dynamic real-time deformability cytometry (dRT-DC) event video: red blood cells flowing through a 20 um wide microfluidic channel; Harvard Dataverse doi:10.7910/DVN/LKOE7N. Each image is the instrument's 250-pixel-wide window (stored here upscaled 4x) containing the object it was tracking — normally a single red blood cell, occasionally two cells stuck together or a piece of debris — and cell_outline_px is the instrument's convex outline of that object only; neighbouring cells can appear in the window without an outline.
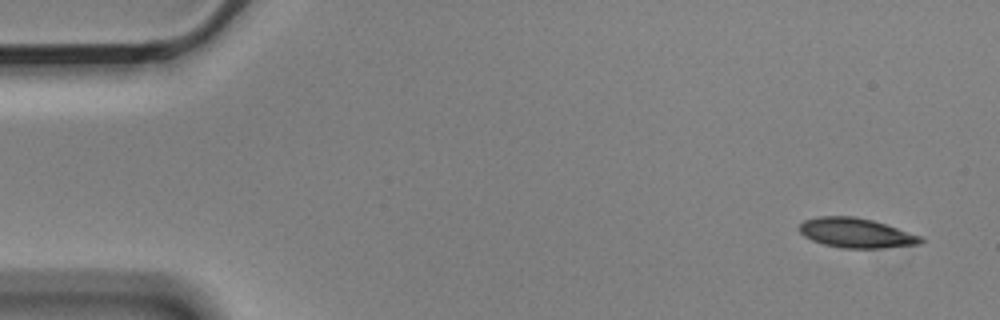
{"species": "Egyptian fruit bat (a non-hibernating species)", "species_latin": "Rousettus aegyptiacus", "temperature_condition": "cold", "stored_images_in_passage": 10, "camera_frame_rate_fps": 3000, "um_per_image_px": 0.085, "animal": {"sex": "male"}, "frame": {"image": 1, "passage_image": 1, "time_ms": 0.0, "image_size_px": [1000, 320], "cell_outline_px": [[924, 240], [920, 244], [884, 248], [840, 248], [824, 244], [812, 240], [804, 236], [796, 228], [804, 220], [816, 216], [856, 216], [872, 220], [920, 236]], "centroid_in_image_um": [72.71, 19.8], "position_along_channel_um": 12.3, "area_um2": 20.98}}
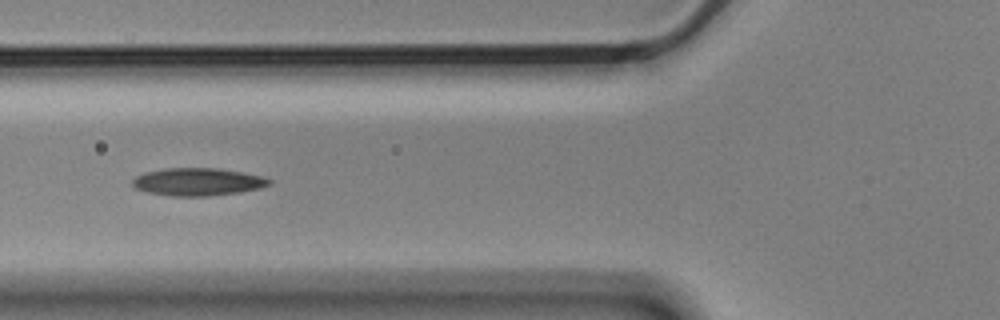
{"frame": {"image": 2, "passage_image": 6, "time_ms": 1.667, "image_size_px": [1000, 320], "cell_outline_px": [[272, 184], [260, 188], [240, 192], [208, 196], [172, 196], [148, 192], [136, 188], [132, 184], [132, 180], [136, 176], [144, 172], [164, 168], [220, 168], [244, 172], [264, 176], [272, 180]], "centroid_in_image_um": [16.85, 15.44], "position_along_channel_um": 109.0, "area_um2": 22.25}}
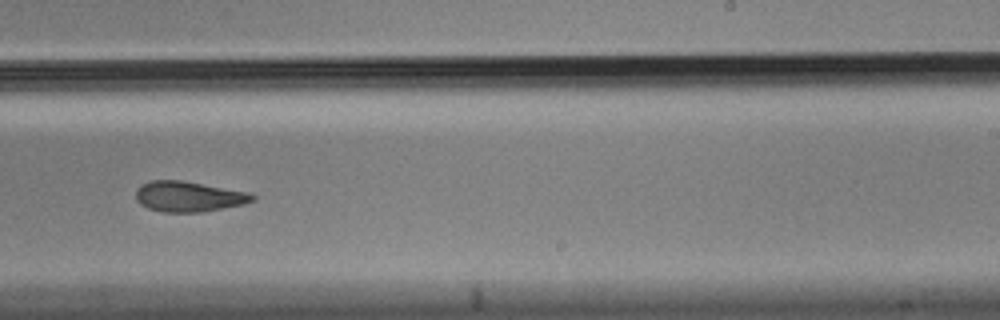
{"frame": {"image": 3, "passage_image": 10, "time_ms": 3.0, "image_size_px": [1000, 320], "cell_outline_px": [[256, 200], [244, 204], [204, 212], [164, 212], [148, 208], [140, 204], [136, 200], [136, 188], [140, 184], [152, 180], [180, 180], [248, 192], [256, 196]], "centroid_in_image_um": [16.02, 16.71], "position_along_channel_um": 273.0, "area_um2": 20.75}}